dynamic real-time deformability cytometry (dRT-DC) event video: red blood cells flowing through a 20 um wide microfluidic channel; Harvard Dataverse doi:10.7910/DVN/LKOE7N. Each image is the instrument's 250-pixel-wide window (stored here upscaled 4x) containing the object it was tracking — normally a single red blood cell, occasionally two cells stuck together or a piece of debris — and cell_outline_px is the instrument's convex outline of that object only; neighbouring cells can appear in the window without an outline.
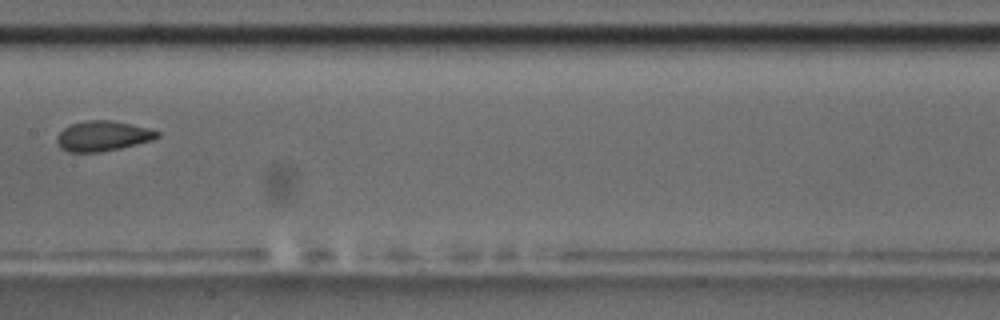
{"species": "common noctule bat (a hibernating species)", "species_latin": "Nyctalus noctula", "temperature_condition": "room temperature", "stored_images_in_passage": 4, "camera_frame_rate_fps": 3000, "um_per_image_px": 0.085, "animal": {"sex": "male", "body_mass_g": 17.5, "forearm_length_mm": 52.3}, "frame": {"image": 1, "passage_image": 4, "time_ms": 3.667, "image_size_px": [1000, 320], "cell_outline_px": [[160, 136], [152, 140], [120, 148], [100, 152], [68, 152], [60, 148], [56, 144], [56, 136], [64, 128], [72, 124], [88, 120], [112, 120], [148, 128], [160, 132]], "centroid_in_image_um": [8.71, 11.56], "position_along_channel_um": 198.7, "area_um2": 17.63}}